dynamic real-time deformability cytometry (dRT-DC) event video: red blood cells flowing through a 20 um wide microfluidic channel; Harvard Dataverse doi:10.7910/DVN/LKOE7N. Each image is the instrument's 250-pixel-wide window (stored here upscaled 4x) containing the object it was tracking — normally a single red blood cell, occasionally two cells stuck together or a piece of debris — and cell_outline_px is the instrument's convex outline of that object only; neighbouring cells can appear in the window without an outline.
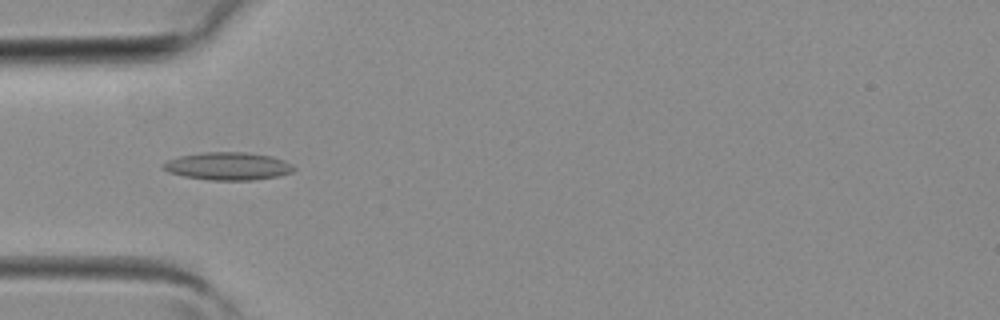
{"species": "common noctule bat (a hibernating species)", "species_latin": "Nyctalus noctula", "temperature_condition": "room temperature", "stored_images_in_passage": 3, "camera_frame_rate_fps": 3000, "um_per_image_px": 0.085, "animal": {"sex": "female", "body_mass_g": 19.3, "forearm_length_mm": 54.1}, "frame": {"image": 1, "passage_image": 3, "time_ms": 0.667, "image_size_px": [1000, 320], "cell_outline_px": [[296, 168], [292, 172], [276, 176], [252, 180], [212, 180], [184, 176], [168, 172], [160, 164], [168, 160], [180, 156], [204, 152], [244, 152], [272, 156], [284, 160], [292, 164]], "centroid_in_image_um": [19.38, 14.12], "position_along_channel_um": 65.6, "area_um2": 21.04}}